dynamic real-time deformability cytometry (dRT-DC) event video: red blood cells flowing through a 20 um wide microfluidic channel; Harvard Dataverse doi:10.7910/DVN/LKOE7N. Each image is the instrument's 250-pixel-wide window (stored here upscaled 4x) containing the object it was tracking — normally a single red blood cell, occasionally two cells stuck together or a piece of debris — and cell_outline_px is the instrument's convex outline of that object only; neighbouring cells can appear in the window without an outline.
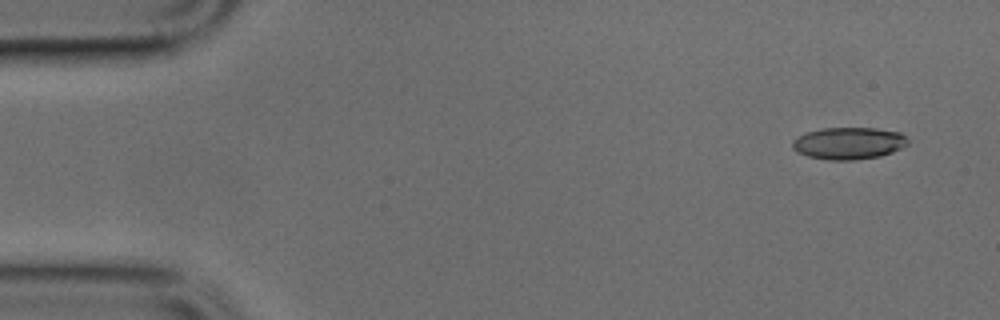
{"species": "common noctule bat (a hibernating species)", "species_latin": "Nyctalus noctula", "temperature_condition": "cold", "stored_images_in_passage": 47, "camera_frame_rate_fps": 3000, "um_per_image_px": 0.085, "animal": {"sex": "male", "body_mass_g": 17.9, "forearm_length_mm": 54.2}, "frame": {"image": 1, "passage_image": 1, "time_ms": 0.0, "image_size_px": [1000, 320], "cell_outline_px": [[908, 144], [892, 152], [880, 156], [852, 160], [828, 160], [808, 156], [796, 152], [792, 148], [792, 140], [808, 132], [820, 128], [876, 128], [900, 132], [908, 140]], "centroid_in_image_um": [72.12, 12.17], "position_along_channel_um": 12.9, "area_um2": 21.5}}
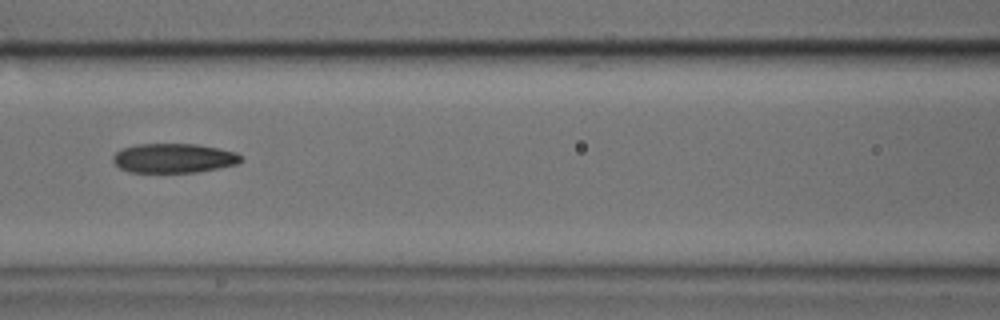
{"frame": {"image": 2, "passage_image": 19, "time_ms": 6.0, "image_size_px": [1000, 320], "cell_outline_px": [[244, 160], [236, 164], [196, 172], [128, 172], [120, 168], [112, 160], [112, 156], [120, 148], [136, 144], [196, 144], [220, 148], [236, 152]], "centroid_in_image_um": [14.74, 13.43], "position_along_channel_um": 151.9, "area_um2": 21.96}}
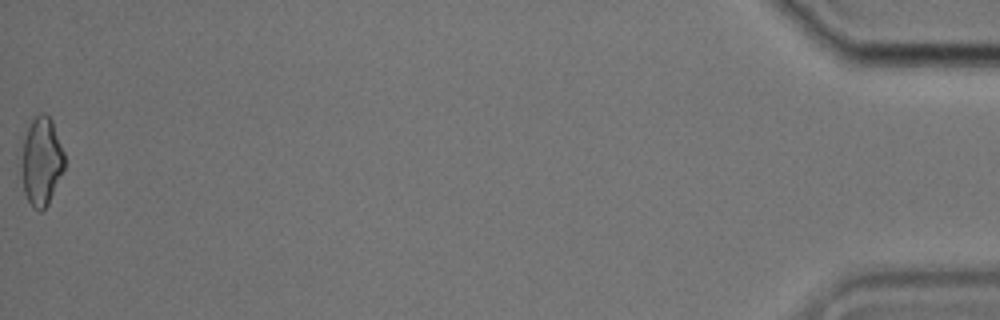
{"frame": {"image": 3, "passage_image": 47, "time_ms": 15.333, "image_size_px": [1000, 320], "cell_outline_px": [[64, 168], [48, 204], [40, 212], [32, 208], [24, 192], [16, 164], [28, 128], [32, 120], [40, 112], [44, 112], [52, 120], [64, 152]], "centroid_in_image_um": [3.45, 13.74], "position_along_channel_um": 431.7, "area_um2": 22.83}}